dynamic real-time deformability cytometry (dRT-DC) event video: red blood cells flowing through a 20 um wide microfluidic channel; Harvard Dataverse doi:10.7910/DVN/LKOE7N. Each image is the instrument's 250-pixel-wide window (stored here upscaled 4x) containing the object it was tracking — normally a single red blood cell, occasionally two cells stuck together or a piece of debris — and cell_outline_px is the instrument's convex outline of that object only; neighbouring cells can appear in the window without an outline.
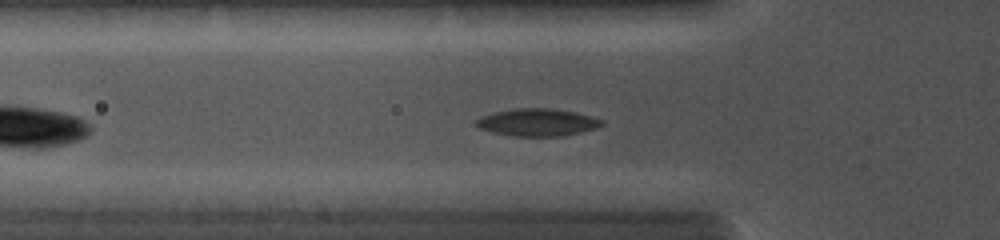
{"species": "common noctule bat (a hibernating species)", "species_latin": "Nyctalus noctula", "temperature_condition": "cold", "stored_images_in_passage": 40, "camera_frame_rate_fps": 5000, "um_per_image_px": 0.085, "animal": {"sex": "female", "body_mass_g": 19.0, "forearm_length_mm": 56.7}, "frame": {"image": 1, "passage_image": 9, "time_ms": 2.2, "image_size_px": [1000, 240], "cell_outline_px": [[604, 124], [596, 128], [564, 136], [516, 136], [492, 132], [480, 128], [472, 124], [476, 120], [484, 116], [496, 112], [516, 108], [548, 108], [576, 112], [592, 116], [604, 120]], "centroid_in_image_um": [45.71, 10.4], "position_along_channel_um": 80.1, "area_um2": 20.0}}
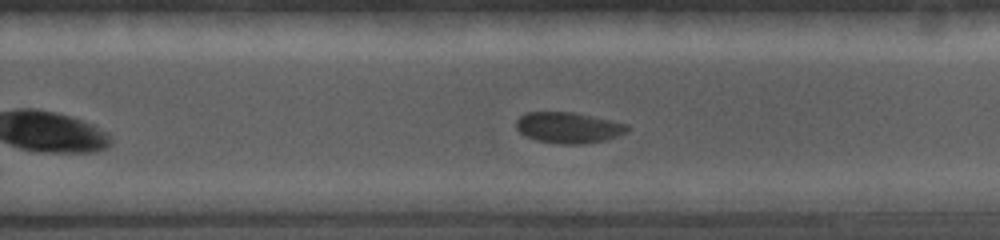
{"frame": {"image": 2, "passage_image": 31, "time_ms": 6.8, "image_size_px": [1000, 240], "cell_outline_px": [[632, 128], [628, 132], [604, 140], [584, 144], [560, 144], [536, 140], [524, 136], [516, 128], [516, 120], [520, 116], [528, 112], [572, 112], [628, 124]], "centroid_in_image_um": [48.32, 10.85], "position_along_channel_um": 281.5, "area_um2": 20.06}}
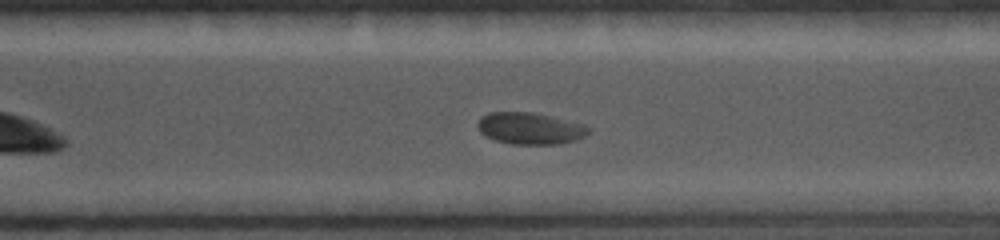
{"frame": {"image": 3, "passage_image": 35, "time_ms": 7.8, "image_size_px": [1000, 240], "cell_outline_px": [[592, 128], [584, 136], [576, 140], [556, 144], [512, 144], [496, 140], [480, 132], [476, 124], [480, 116], [488, 112], [532, 112], [552, 116], [588, 124]], "centroid_in_image_um": [45.08, 10.89], "position_along_channel_um": 325.5, "area_um2": 20.75}}